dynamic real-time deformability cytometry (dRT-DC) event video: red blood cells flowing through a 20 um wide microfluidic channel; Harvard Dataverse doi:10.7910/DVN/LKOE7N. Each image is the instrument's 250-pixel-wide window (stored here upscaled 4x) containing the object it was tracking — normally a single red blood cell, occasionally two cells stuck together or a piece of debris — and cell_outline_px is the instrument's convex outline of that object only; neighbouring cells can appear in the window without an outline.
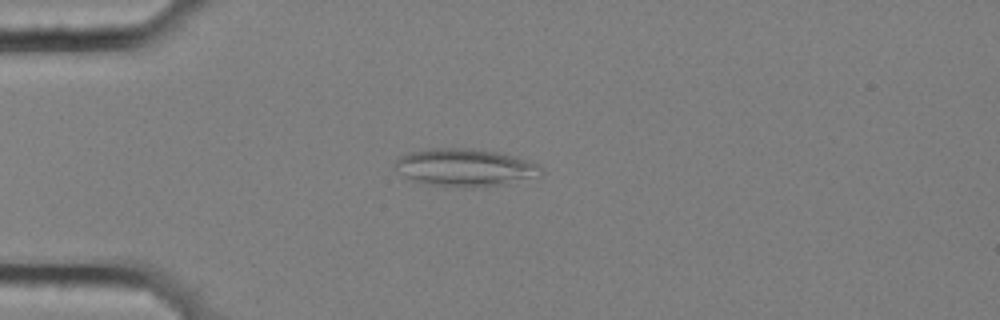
{"species": "common noctule bat (a hibernating species)", "species_latin": "Nyctalus noctula", "temperature_condition": "cold", "stored_images_in_passage": 5, "camera_frame_rate_fps": 3000, "um_per_image_px": 0.085, "animal": {"sex": "female", "body_mass_g": 25.1}, "frame": {"image": 1, "passage_image": 3, "time_ms": 0.667, "image_size_px": [1000, 320], "cell_outline_px": [[544, 172], [508, 184], [472, 188], [428, 184], [404, 176], [396, 172], [392, 164], [400, 156], [408, 152], [428, 148], [472, 148], [496, 152], [512, 156], [536, 164], [544, 168]], "centroid_in_image_um": [39.45, 14.23], "position_along_channel_um": 45.6, "area_um2": 31.91}}